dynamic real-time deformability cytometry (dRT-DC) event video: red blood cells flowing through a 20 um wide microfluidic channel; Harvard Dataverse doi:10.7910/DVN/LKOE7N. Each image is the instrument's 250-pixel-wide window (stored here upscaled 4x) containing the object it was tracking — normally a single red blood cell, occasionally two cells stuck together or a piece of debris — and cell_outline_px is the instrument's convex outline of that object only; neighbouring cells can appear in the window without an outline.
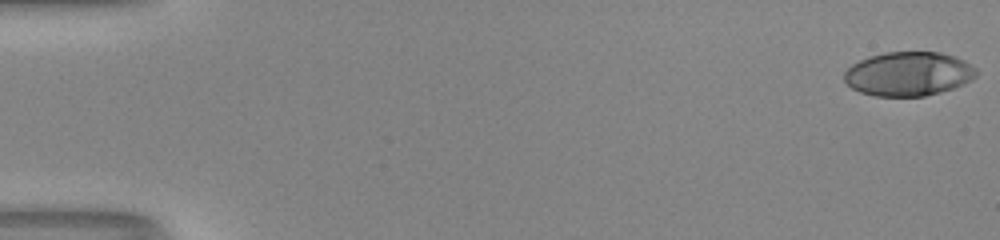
{"species": "human", "species_latin": "Homo sapiens", "temperature_condition": "room temperature", "stored_images_in_passage": 52, "camera_frame_rate_fps": 3000, "um_per_image_px": 0.085, "donor": {"sex": "male"}, "frame": {"image": 1, "passage_image": 1, "time_ms": 0.0, "image_size_px": [1000, 240], "cell_outline_px": [[976, 76], [972, 80], [964, 84], [940, 92], [924, 96], [876, 96], [860, 92], [852, 88], [844, 80], [844, 72], [852, 64], [860, 60], [884, 52], [940, 52], [956, 56], [964, 60], [976, 68]], "centroid_in_image_um": [77.23, 6.27], "position_along_channel_um": 7.8, "area_um2": 33.93}}
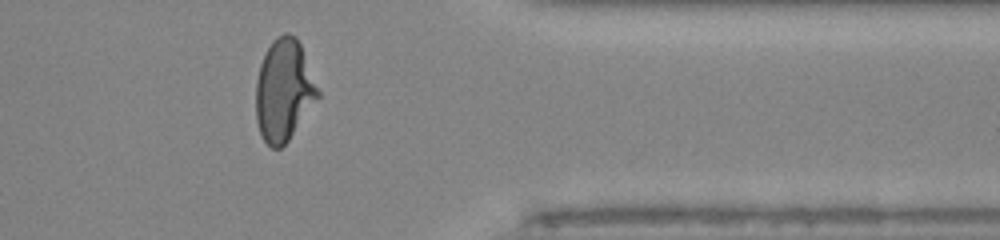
{"frame": {"image": 2, "passage_image": 43, "time_ms": 14.0, "image_size_px": [1000, 240], "cell_outline_px": [[320, 96], [288, 140], [280, 148], [272, 148], [264, 140], [260, 132], [256, 120], [256, 80], [260, 64], [272, 40], [276, 36], [284, 32], [288, 32], [296, 36], [300, 44], [320, 92]], "centroid_in_image_um": [24.12, 7.65], "position_along_channel_um": 387.3, "area_um2": 36.53}}
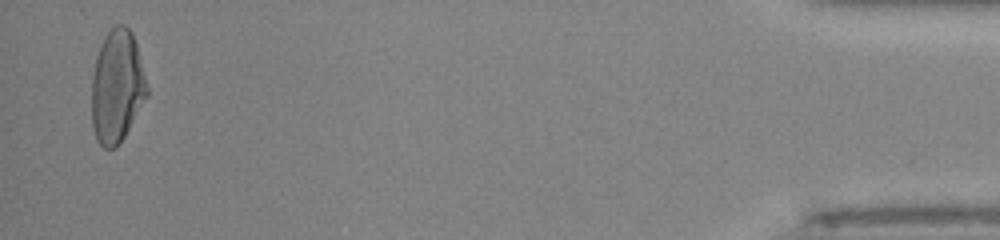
{"frame": {"image": 3, "passage_image": 51, "time_ms": 16.667, "image_size_px": [1000, 240], "cell_outline_px": [[148, 96], [124, 136], [116, 148], [104, 148], [96, 140], [92, 128], [92, 76], [96, 56], [100, 44], [104, 36], [116, 24], [124, 24], [132, 32], [136, 44], [148, 88]], "centroid_in_image_um": [9.93, 7.36], "position_along_channel_um": 425.3, "area_um2": 36.41}, "authors_computed_cell_mechanics": {"area_um2": 36.0094, "velocity_mm_per_s": 4.1389, "shape_relaxation_time_tau1_ms": 8.9772, "shape_relaxation_time_tau2_ms": 1.172, "deformation_change_tau1": 0.3351, "deformation_change_tau2": 0.0688}}